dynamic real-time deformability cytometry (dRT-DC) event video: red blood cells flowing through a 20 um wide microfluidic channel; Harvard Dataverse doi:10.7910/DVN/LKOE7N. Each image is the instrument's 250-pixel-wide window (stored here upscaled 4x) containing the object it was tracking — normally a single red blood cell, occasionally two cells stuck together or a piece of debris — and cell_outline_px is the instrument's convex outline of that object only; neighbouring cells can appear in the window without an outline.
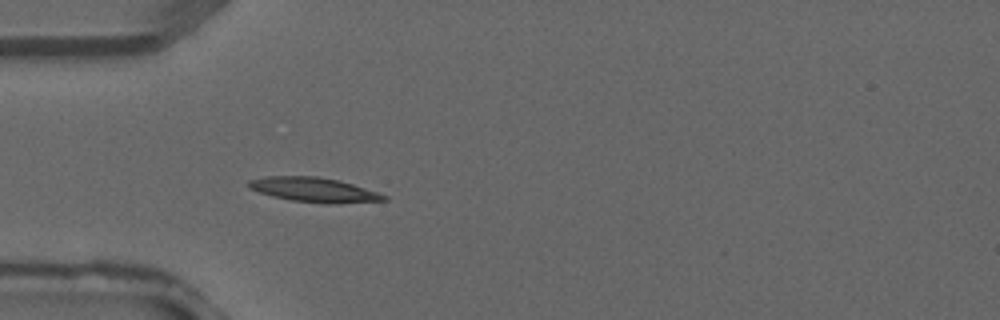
{"species": "common noctule bat (a hibernating species)", "species_latin": "Nyctalus noctula", "temperature_condition": "warm", "stored_images_in_passage": 3, "camera_frame_rate_fps": 3000, "um_per_image_px": 0.085, "animal": {"sex": "male", "forearm_length_mm": 52.5}, "frame": {"image": 1, "passage_image": 3, "time_ms": 0.667, "image_size_px": [1000, 320], "cell_outline_px": [[388, 200], [332, 204], [324, 204], [292, 200], [272, 196], [248, 188], [248, 180], [268, 176], [316, 176], [340, 180], [388, 196]], "centroid_in_image_um": [26.68, 16.13], "position_along_channel_um": 58.3, "area_um2": 19.31}}